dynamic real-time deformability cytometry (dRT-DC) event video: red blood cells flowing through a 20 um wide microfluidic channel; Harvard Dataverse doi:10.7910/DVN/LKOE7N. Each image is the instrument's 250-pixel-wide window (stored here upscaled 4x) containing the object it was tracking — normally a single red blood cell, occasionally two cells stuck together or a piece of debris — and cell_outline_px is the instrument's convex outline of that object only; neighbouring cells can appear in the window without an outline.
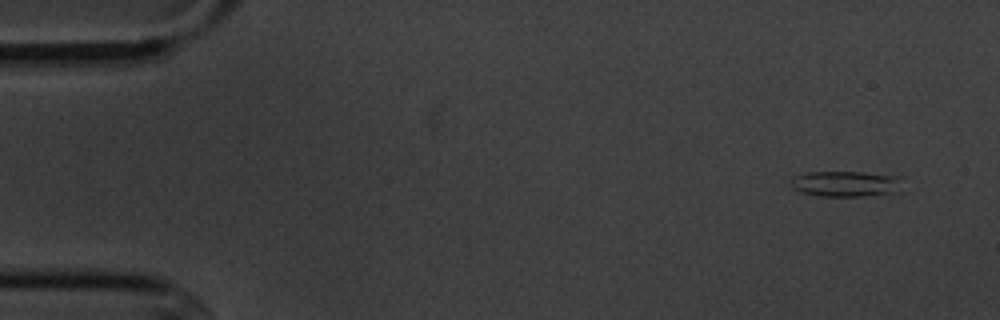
{"species": "common noctule bat (a hibernating species)", "species_latin": "Nyctalus noctula", "temperature_condition": "cold", "stored_images_in_passage": 5, "camera_frame_rate_fps": 3000, "um_per_image_px": 0.085, "animal": {"sex": "male", "body_mass_g": 20.1, "forearm_length_mm": 53.5}, "frame": {"image": 1, "passage_image": 1, "time_ms": 0.0, "image_size_px": [1000, 320], "cell_outline_px": [[900, 176], [892, 192], [864, 196], [820, 196], [800, 192], [792, 188], [788, 184], [796, 176], [808, 172], [860, 172]], "centroid_in_image_um": [71.73, 15.62], "position_along_channel_um": 13.3, "area_um2": 16.18}}
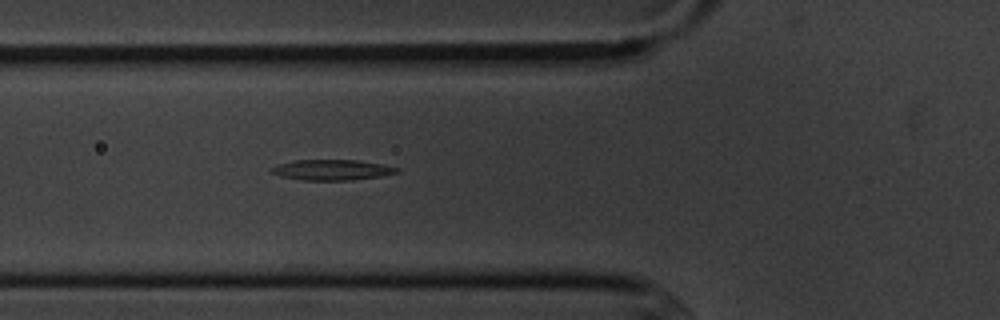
{"frame": {"image": 2, "passage_image": 5, "time_ms": 5.333, "image_size_px": [1000, 320], "cell_outline_px": [[400, 172], [380, 176], [352, 180], [304, 180], [280, 176], [272, 172], [272, 168], [280, 164], [292, 160], [356, 160], [384, 164], [400, 168]], "centroid_in_image_um": [28.28, 14.43], "position_along_channel_um": 97.5, "area_um2": 14.91}}